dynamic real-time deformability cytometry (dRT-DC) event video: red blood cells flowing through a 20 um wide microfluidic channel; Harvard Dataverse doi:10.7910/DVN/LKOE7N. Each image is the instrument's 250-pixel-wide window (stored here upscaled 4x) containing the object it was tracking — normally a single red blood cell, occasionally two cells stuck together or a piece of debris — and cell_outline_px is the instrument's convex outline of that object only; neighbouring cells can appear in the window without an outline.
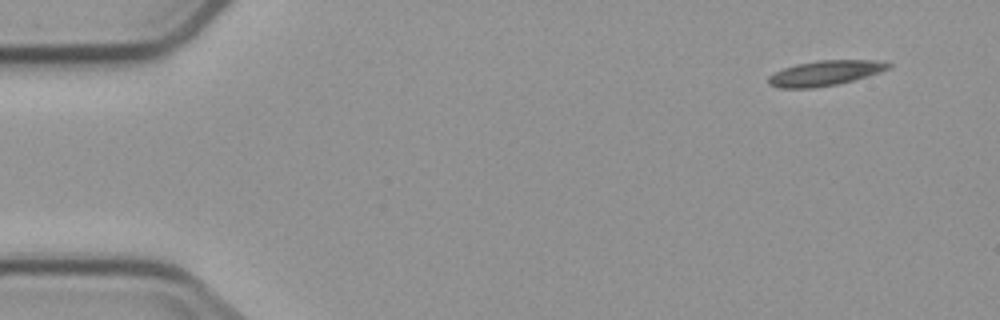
{"species": "common noctule bat (a hibernating species)", "species_latin": "Nyctalus noctula", "temperature_condition": "cold", "stored_images_in_passage": 8, "camera_frame_rate_fps": 3000, "um_per_image_px": 0.085, "animal": {"sex": "male", "body_mass_g": 23.1, "forearm_length_mm": 52.7}, "frame": {"image": 1, "passage_image": 1, "time_ms": 0.0, "image_size_px": [1000, 320], "cell_outline_px": [[892, 68], [868, 76], [840, 84], [816, 88], [776, 88], [768, 84], [768, 76], [784, 68], [796, 64], [816, 60], [876, 60], [892, 64]], "centroid_in_image_um": [70.14, 6.22], "position_along_channel_um": 14.9, "area_um2": 17.8}}
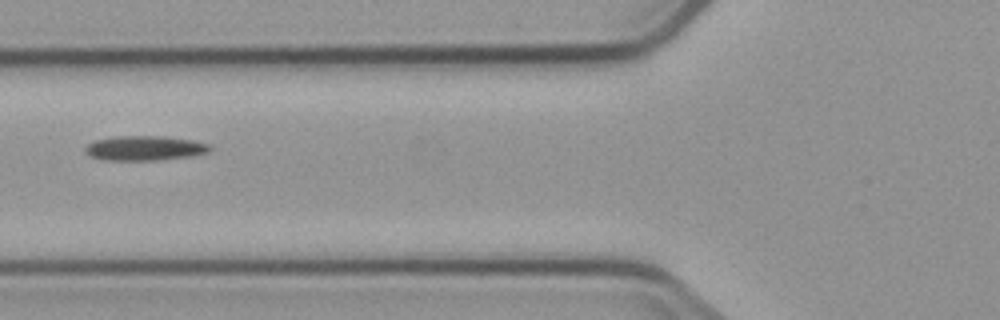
{"frame": {"image": 2, "passage_image": 6, "time_ms": 5.667, "image_size_px": [1000, 320], "cell_outline_px": [[212, 148], [208, 152], [192, 156], [156, 160], [104, 160], [92, 156], [84, 148], [88, 144], [96, 140], [112, 136], [164, 136], [192, 140], [208, 144]], "centroid_in_image_um": [12.32, 12.58], "position_along_channel_um": 113.5, "area_um2": 17.8}}
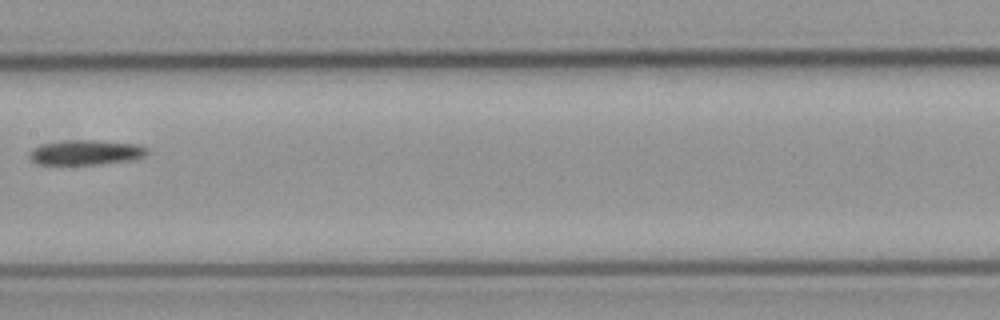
{"frame": {"image": 3, "passage_image": 8, "time_ms": 8.0, "image_size_px": [1000, 320], "cell_outline_px": [[148, 152], [144, 156], [136, 160], [96, 164], [36, 164], [28, 156], [28, 152], [32, 148], [40, 144], [64, 140], [96, 140], [140, 144], [148, 148]], "centroid_in_image_um": [7.3, 12.95], "position_along_channel_um": 200.1, "area_um2": 17.4}}